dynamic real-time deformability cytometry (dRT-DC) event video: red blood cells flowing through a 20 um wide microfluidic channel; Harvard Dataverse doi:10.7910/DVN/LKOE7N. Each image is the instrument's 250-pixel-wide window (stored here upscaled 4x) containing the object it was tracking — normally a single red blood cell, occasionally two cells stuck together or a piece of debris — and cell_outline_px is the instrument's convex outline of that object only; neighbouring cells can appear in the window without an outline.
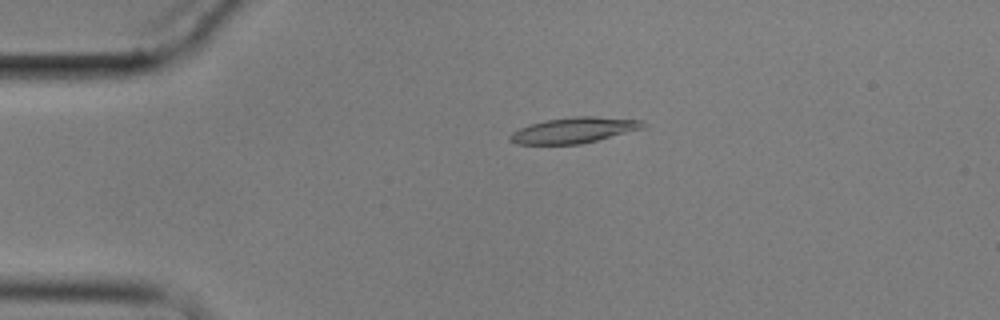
{"species": "common noctule bat (a hibernating species)", "species_latin": "Nyctalus noctula", "temperature_condition": "cold", "stored_images_in_passage": 2, "camera_frame_rate_fps": 3000, "um_per_image_px": 0.085, "animal": {"sex": "male", "body_mass_g": 17.9}, "frame": {"image": 1, "passage_image": 1, "time_ms": 0.0, "image_size_px": [1000, 320], "cell_outline_px": [[648, 124], [644, 128], [580, 144], [516, 144], [508, 140], [508, 136], [512, 132], [528, 124], [544, 120], [576, 116], [592, 116], [644, 120]], "centroid_in_image_um": [48.77, 11.06], "position_along_channel_um": 36.2, "area_um2": 20.0}}